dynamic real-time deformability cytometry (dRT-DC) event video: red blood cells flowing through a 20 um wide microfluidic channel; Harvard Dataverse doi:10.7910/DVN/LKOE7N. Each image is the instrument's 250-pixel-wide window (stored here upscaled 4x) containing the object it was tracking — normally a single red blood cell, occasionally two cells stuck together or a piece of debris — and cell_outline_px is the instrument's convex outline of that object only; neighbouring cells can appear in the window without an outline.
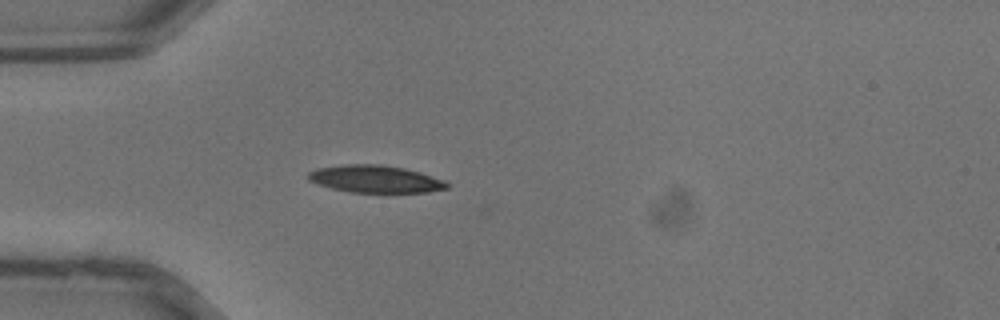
{"species": "common noctule bat (a hibernating species)", "species_latin": "Nyctalus noctula", "temperature_condition": "warm", "stored_images_in_passage": 36, "camera_frame_rate_fps": 3000, "um_per_image_px": 0.085, "animal": {"sex": "male", "body_mass_g": 13.3}, "frame": {"image": 1, "passage_image": 10, "time_ms": 3.0, "image_size_px": [1000, 320], "cell_outline_px": [[448, 188], [428, 192], [352, 192], [332, 188], [308, 180], [308, 172], [316, 168], [344, 164], [380, 164], [404, 168], [420, 172], [444, 180], [448, 184]], "centroid_in_image_um": [31.9, 15.2], "position_along_channel_um": 53.1, "area_um2": 21.96}}
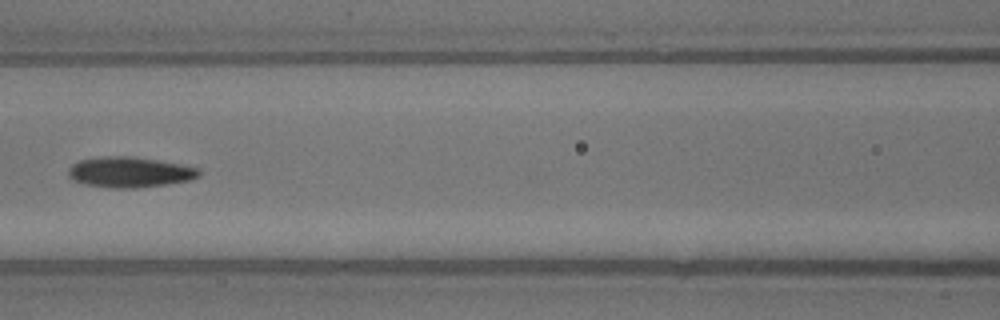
{"frame": {"image": 2, "passage_image": 16, "time_ms": 5.0, "image_size_px": [1000, 320], "cell_outline_px": [[200, 176], [188, 180], [168, 184], [136, 188], [116, 188], [88, 184], [72, 180], [68, 176], [68, 168], [72, 164], [80, 160], [104, 156], [132, 156], [180, 164], [200, 168]], "centroid_in_image_um": [11.02, 14.63], "position_along_channel_um": 155.6, "area_um2": 23.12}}
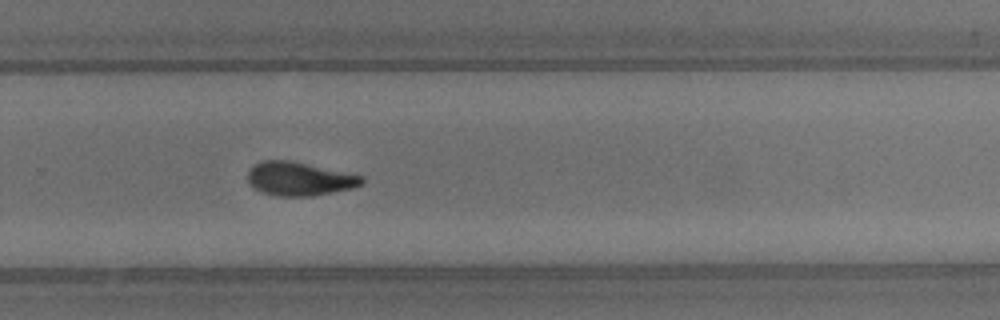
{"frame": {"image": 3, "passage_image": 24, "time_ms": 7.667, "image_size_px": [1000, 320], "cell_outline_px": [[364, 184], [352, 188], [312, 196], [276, 196], [260, 192], [248, 184], [248, 172], [252, 164], [264, 160], [288, 160], [364, 176]], "centroid_in_image_um": [25.41, 15.2], "position_along_channel_um": 304.4, "area_um2": 22.43}}